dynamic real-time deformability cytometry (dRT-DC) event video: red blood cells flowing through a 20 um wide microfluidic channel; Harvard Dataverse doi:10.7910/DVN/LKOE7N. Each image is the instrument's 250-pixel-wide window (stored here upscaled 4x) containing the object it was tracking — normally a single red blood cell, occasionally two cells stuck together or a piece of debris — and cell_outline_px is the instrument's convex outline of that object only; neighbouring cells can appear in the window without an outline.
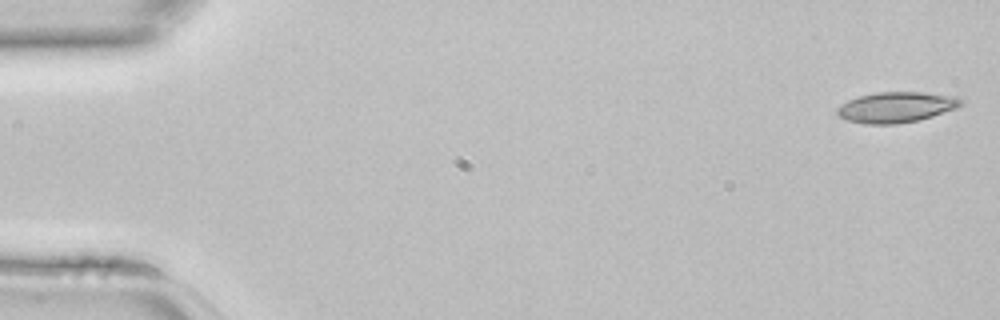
{"species": "common noctule bat (a hibernating species)", "species_latin": "Nyctalus noctula", "temperature_condition": "room temperature", "stored_images_in_passage": 44, "camera_frame_rate_fps": 3000, "um_per_image_px": 0.085, "animal": {"sex": "female", "body_mass_g": 22.7, "forearm_length_mm": 54.2}, "frame": {"image": 1, "passage_image": 1, "time_ms": 0.0, "image_size_px": [1000, 320], "cell_outline_px": [[964, 104], [956, 108], [932, 116], [916, 120], [896, 124], [864, 124], [848, 120], [836, 116], [836, 108], [848, 100], [860, 96], [876, 92], [920, 92], [956, 96], [964, 100]], "centroid_in_image_um": [76.17, 9.11], "position_along_channel_um": 8.8, "area_um2": 22.08}}
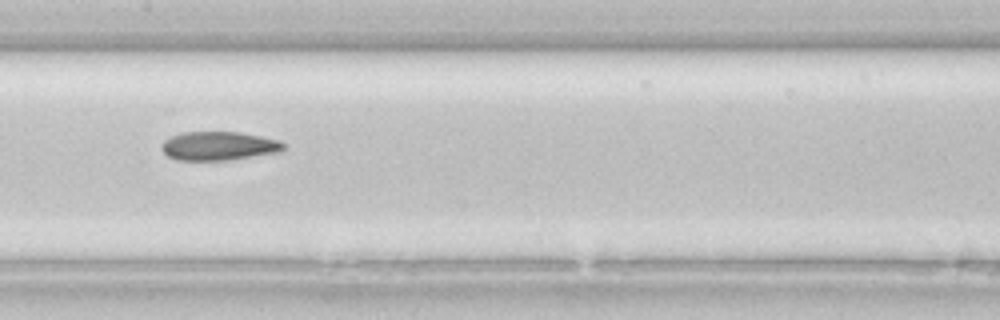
{"frame": {"image": 2, "passage_image": 22, "time_ms": 7.0, "image_size_px": [1000, 320], "cell_outline_px": [[284, 148], [280, 152], [228, 160], [176, 160], [168, 156], [160, 148], [160, 144], [164, 140], [172, 136], [184, 132], [240, 132], [280, 140], [284, 144]], "centroid_in_image_um": [18.58, 12.4], "position_along_channel_um": 188.8, "area_um2": 20.46}}
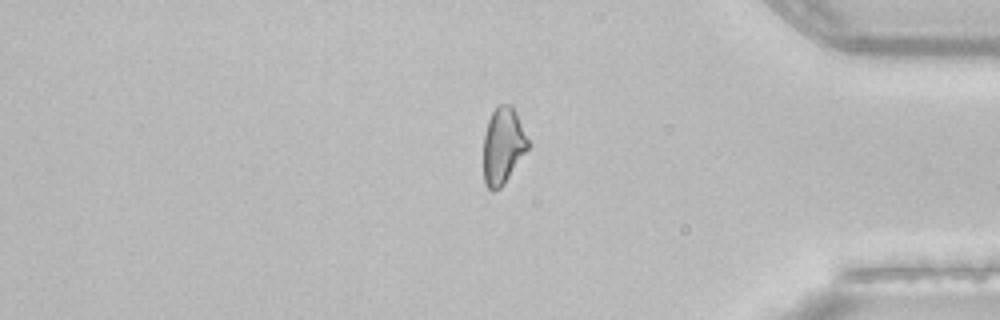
{"frame": {"image": 3, "passage_image": 37, "time_ms": 12.0, "image_size_px": [1000, 320], "cell_outline_px": [[528, 148], [504, 184], [500, 188], [492, 192], [484, 184], [484, 136], [488, 120], [492, 112], [500, 104], [512, 104], [516, 112], [528, 140]], "centroid_in_image_um": [42.74, 12.4], "position_along_channel_um": 392.5, "area_um2": 19.65}}